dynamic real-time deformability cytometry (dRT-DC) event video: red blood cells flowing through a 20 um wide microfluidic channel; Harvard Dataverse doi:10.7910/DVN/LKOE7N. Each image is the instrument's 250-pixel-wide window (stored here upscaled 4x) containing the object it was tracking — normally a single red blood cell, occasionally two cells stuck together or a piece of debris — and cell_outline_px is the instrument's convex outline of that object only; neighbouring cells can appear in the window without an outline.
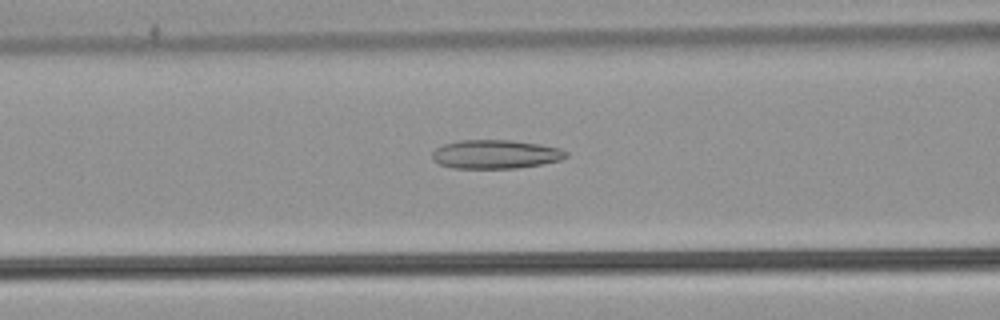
{"species": "common noctule bat (a hibernating species)", "species_latin": "Nyctalus noctula", "temperature_condition": "warm", "stored_images_in_passage": 53, "camera_frame_rate_fps": 3000, "um_per_image_px": 0.085, "animal": {"sex": "male", "body_mass_g": 21.5, "forearm_length_mm": 52.0}, "frame": {"image": 1, "passage_image": 22, "time_ms": 7.0, "image_size_px": [1000, 320], "cell_outline_px": [[568, 156], [560, 160], [540, 164], [516, 168], [452, 168], [440, 164], [432, 160], [432, 152], [436, 148], [444, 144], [460, 140], [512, 140], [540, 144], [560, 148], [568, 152]], "centroid_in_image_um": [42.11, 13.11], "position_along_channel_um": 124.5, "area_um2": 22.48}}
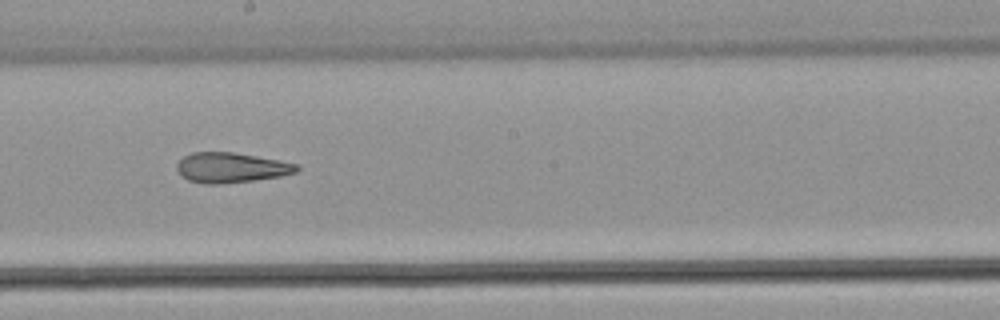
{"frame": {"image": 2, "passage_image": 30, "time_ms": 9.667, "image_size_px": [1000, 320], "cell_outline_px": [[300, 168], [296, 172], [280, 176], [252, 180], [220, 184], [204, 184], [188, 180], [180, 176], [176, 168], [176, 164], [184, 156], [192, 152], [232, 152], [256, 156], [300, 164]], "centroid_in_image_um": [19.62, 14.25], "position_along_channel_um": 228.6, "area_um2": 21.04}}
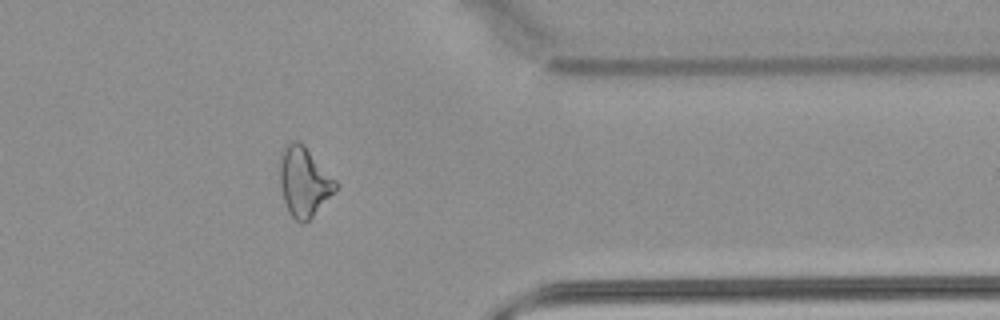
{"frame": {"image": 3, "passage_image": 43, "time_ms": 14.0, "image_size_px": [1000, 320], "cell_outline_px": [[340, 184], [312, 216], [304, 224], [300, 224], [288, 212], [284, 200], [280, 184], [280, 156], [284, 148], [292, 140], [300, 140], [304, 144]], "centroid_in_image_um": [25.84, 15.42], "position_along_channel_um": 385.6, "area_um2": 22.48}, "authors_computed_cell_mechanics": {"area_um2": 23.8136, "velocity_mm_per_s": 3.9035, "shape_relaxation_time_tau1_ms": null, "shape_relaxation_time_tau2_ms": 3.6093, "deformation_change_tau1": null, "deformation_change_tau2": 0.1369}}